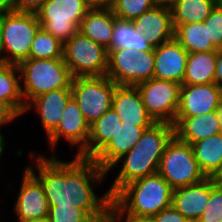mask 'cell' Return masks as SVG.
<instances>
[{"instance_id": "cell-1", "label": "cell", "mask_w": 222, "mask_h": 222, "mask_svg": "<svg viewBox=\"0 0 222 222\" xmlns=\"http://www.w3.org/2000/svg\"><path fill=\"white\" fill-rule=\"evenodd\" d=\"M52 154L49 158L42 154L35 157L30 152L36 167H25L41 183L49 206L72 205L82 209L94 222L107 221L111 217L112 198L108 191L97 196L94 187L108 173L91 158L74 156L72 161H63L53 151Z\"/></svg>"}, {"instance_id": "cell-2", "label": "cell", "mask_w": 222, "mask_h": 222, "mask_svg": "<svg viewBox=\"0 0 222 222\" xmlns=\"http://www.w3.org/2000/svg\"><path fill=\"white\" fill-rule=\"evenodd\" d=\"M174 136L170 123H155L146 129L133 148L111 168L122 161L118 175L107 190L113 198L126 184L157 173L167 143Z\"/></svg>"}, {"instance_id": "cell-3", "label": "cell", "mask_w": 222, "mask_h": 222, "mask_svg": "<svg viewBox=\"0 0 222 222\" xmlns=\"http://www.w3.org/2000/svg\"><path fill=\"white\" fill-rule=\"evenodd\" d=\"M173 188L157 172L126 184L113 198L111 217L152 218L172 204Z\"/></svg>"}, {"instance_id": "cell-4", "label": "cell", "mask_w": 222, "mask_h": 222, "mask_svg": "<svg viewBox=\"0 0 222 222\" xmlns=\"http://www.w3.org/2000/svg\"><path fill=\"white\" fill-rule=\"evenodd\" d=\"M18 68L25 106L43 93L71 88L73 76L63 58H28L21 61Z\"/></svg>"}, {"instance_id": "cell-5", "label": "cell", "mask_w": 222, "mask_h": 222, "mask_svg": "<svg viewBox=\"0 0 222 222\" xmlns=\"http://www.w3.org/2000/svg\"><path fill=\"white\" fill-rule=\"evenodd\" d=\"M6 64L29 58L31 43L41 28L37 14L8 11L0 16Z\"/></svg>"}, {"instance_id": "cell-6", "label": "cell", "mask_w": 222, "mask_h": 222, "mask_svg": "<svg viewBox=\"0 0 222 222\" xmlns=\"http://www.w3.org/2000/svg\"><path fill=\"white\" fill-rule=\"evenodd\" d=\"M173 188L192 185L206 178L190 144L175 135L167 143L157 171Z\"/></svg>"}, {"instance_id": "cell-7", "label": "cell", "mask_w": 222, "mask_h": 222, "mask_svg": "<svg viewBox=\"0 0 222 222\" xmlns=\"http://www.w3.org/2000/svg\"><path fill=\"white\" fill-rule=\"evenodd\" d=\"M89 9L85 0H46L36 14L41 27L64 44L79 31Z\"/></svg>"}, {"instance_id": "cell-8", "label": "cell", "mask_w": 222, "mask_h": 222, "mask_svg": "<svg viewBox=\"0 0 222 222\" xmlns=\"http://www.w3.org/2000/svg\"><path fill=\"white\" fill-rule=\"evenodd\" d=\"M63 59L73 78L106 76L108 50L80 31L63 44Z\"/></svg>"}, {"instance_id": "cell-9", "label": "cell", "mask_w": 222, "mask_h": 222, "mask_svg": "<svg viewBox=\"0 0 222 222\" xmlns=\"http://www.w3.org/2000/svg\"><path fill=\"white\" fill-rule=\"evenodd\" d=\"M117 86L107 76L75 77L72 79V97L89 125L112 108L113 94Z\"/></svg>"}, {"instance_id": "cell-10", "label": "cell", "mask_w": 222, "mask_h": 222, "mask_svg": "<svg viewBox=\"0 0 222 222\" xmlns=\"http://www.w3.org/2000/svg\"><path fill=\"white\" fill-rule=\"evenodd\" d=\"M154 49L135 52L126 48L108 50L106 76L117 85L136 86L153 78Z\"/></svg>"}, {"instance_id": "cell-11", "label": "cell", "mask_w": 222, "mask_h": 222, "mask_svg": "<svg viewBox=\"0 0 222 222\" xmlns=\"http://www.w3.org/2000/svg\"><path fill=\"white\" fill-rule=\"evenodd\" d=\"M136 87L151 118L156 123L173 125L180 103L181 84L151 78Z\"/></svg>"}, {"instance_id": "cell-12", "label": "cell", "mask_w": 222, "mask_h": 222, "mask_svg": "<svg viewBox=\"0 0 222 222\" xmlns=\"http://www.w3.org/2000/svg\"><path fill=\"white\" fill-rule=\"evenodd\" d=\"M90 135V125L86 121L77 102L72 97L63 110L61 120L57 128L47 137L49 148L56 149L58 141L65 138L72 149L77 146L78 150L75 156H78L87 146Z\"/></svg>"}, {"instance_id": "cell-13", "label": "cell", "mask_w": 222, "mask_h": 222, "mask_svg": "<svg viewBox=\"0 0 222 222\" xmlns=\"http://www.w3.org/2000/svg\"><path fill=\"white\" fill-rule=\"evenodd\" d=\"M15 202L18 222L48 218L49 204L41 183L25 168Z\"/></svg>"}, {"instance_id": "cell-14", "label": "cell", "mask_w": 222, "mask_h": 222, "mask_svg": "<svg viewBox=\"0 0 222 222\" xmlns=\"http://www.w3.org/2000/svg\"><path fill=\"white\" fill-rule=\"evenodd\" d=\"M222 99V88L216 83L181 84L176 117H195L216 111Z\"/></svg>"}, {"instance_id": "cell-15", "label": "cell", "mask_w": 222, "mask_h": 222, "mask_svg": "<svg viewBox=\"0 0 222 222\" xmlns=\"http://www.w3.org/2000/svg\"><path fill=\"white\" fill-rule=\"evenodd\" d=\"M188 52L175 38L154 48L153 78L182 84Z\"/></svg>"}, {"instance_id": "cell-16", "label": "cell", "mask_w": 222, "mask_h": 222, "mask_svg": "<svg viewBox=\"0 0 222 222\" xmlns=\"http://www.w3.org/2000/svg\"><path fill=\"white\" fill-rule=\"evenodd\" d=\"M112 108L122 123L150 128L156 122L148 114L136 86L118 85L115 88Z\"/></svg>"}, {"instance_id": "cell-17", "label": "cell", "mask_w": 222, "mask_h": 222, "mask_svg": "<svg viewBox=\"0 0 222 222\" xmlns=\"http://www.w3.org/2000/svg\"><path fill=\"white\" fill-rule=\"evenodd\" d=\"M71 98V88L51 90L31 100L26 105L24 113L26 114L32 108L35 109L39 113L42 128L48 137L57 128L63 110Z\"/></svg>"}, {"instance_id": "cell-18", "label": "cell", "mask_w": 222, "mask_h": 222, "mask_svg": "<svg viewBox=\"0 0 222 222\" xmlns=\"http://www.w3.org/2000/svg\"><path fill=\"white\" fill-rule=\"evenodd\" d=\"M146 129L148 128L119 123L113 138L93 160L109 173L118 160L133 148Z\"/></svg>"}, {"instance_id": "cell-19", "label": "cell", "mask_w": 222, "mask_h": 222, "mask_svg": "<svg viewBox=\"0 0 222 222\" xmlns=\"http://www.w3.org/2000/svg\"><path fill=\"white\" fill-rule=\"evenodd\" d=\"M132 23L135 30L142 32L153 48L174 38L175 28L172 11L169 9L152 7L132 20Z\"/></svg>"}, {"instance_id": "cell-20", "label": "cell", "mask_w": 222, "mask_h": 222, "mask_svg": "<svg viewBox=\"0 0 222 222\" xmlns=\"http://www.w3.org/2000/svg\"><path fill=\"white\" fill-rule=\"evenodd\" d=\"M211 177L199 183L173 189L172 206L190 222H196L208 203Z\"/></svg>"}, {"instance_id": "cell-21", "label": "cell", "mask_w": 222, "mask_h": 222, "mask_svg": "<svg viewBox=\"0 0 222 222\" xmlns=\"http://www.w3.org/2000/svg\"><path fill=\"white\" fill-rule=\"evenodd\" d=\"M174 135L181 141L192 144L221 133L216 111L195 117H176Z\"/></svg>"}, {"instance_id": "cell-22", "label": "cell", "mask_w": 222, "mask_h": 222, "mask_svg": "<svg viewBox=\"0 0 222 222\" xmlns=\"http://www.w3.org/2000/svg\"><path fill=\"white\" fill-rule=\"evenodd\" d=\"M116 18L111 8L89 9L82 19L79 31L108 50Z\"/></svg>"}, {"instance_id": "cell-23", "label": "cell", "mask_w": 222, "mask_h": 222, "mask_svg": "<svg viewBox=\"0 0 222 222\" xmlns=\"http://www.w3.org/2000/svg\"><path fill=\"white\" fill-rule=\"evenodd\" d=\"M119 123L122 121L118 114L113 108L109 109L90 125L87 146L78 156L93 159L113 138Z\"/></svg>"}, {"instance_id": "cell-24", "label": "cell", "mask_w": 222, "mask_h": 222, "mask_svg": "<svg viewBox=\"0 0 222 222\" xmlns=\"http://www.w3.org/2000/svg\"><path fill=\"white\" fill-rule=\"evenodd\" d=\"M217 50L188 53L182 84L199 85L215 83Z\"/></svg>"}, {"instance_id": "cell-25", "label": "cell", "mask_w": 222, "mask_h": 222, "mask_svg": "<svg viewBox=\"0 0 222 222\" xmlns=\"http://www.w3.org/2000/svg\"><path fill=\"white\" fill-rule=\"evenodd\" d=\"M194 157L206 177H213L222 167V133L191 144Z\"/></svg>"}, {"instance_id": "cell-26", "label": "cell", "mask_w": 222, "mask_h": 222, "mask_svg": "<svg viewBox=\"0 0 222 222\" xmlns=\"http://www.w3.org/2000/svg\"><path fill=\"white\" fill-rule=\"evenodd\" d=\"M174 38L188 52L218 50L209 38L208 25L204 22L174 25Z\"/></svg>"}, {"instance_id": "cell-27", "label": "cell", "mask_w": 222, "mask_h": 222, "mask_svg": "<svg viewBox=\"0 0 222 222\" xmlns=\"http://www.w3.org/2000/svg\"><path fill=\"white\" fill-rule=\"evenodd\" d=\"M0 100L19 116L24 115L25 102L21 92L20 71L16 64L0 65Z\"/></svg>"}, {"instance_id": "cell-28", "label": "cell", "mask_w": 222, "mask_h": 222, "mask_svg": "<svg viewBox=\"0 0 222 222\" xmlns=\"http://www.w3.org/2000/svg\"><path fill=\"white\" fill-rule=\"evenodd\" d=\"M113 48H126L137 53L154 49L143 33L135 30L132 21L118 18L114 22L111 47L108 50Z\"/></svg>"}, {"instance_id": "cell-29", "label": "cell", "mask_w": 222, "mask_h": 222, "mask_svg": "<svg viewBox=\"0 0 222 222\" xmlns=\"http://www.w3.org/2000/svg\"><path fill=\"white\" fill-rule=\"evenodd\" d=\"M216 4L217 0H177L171 10L173 25L204 22Z\"/></svg>"}, {"instance_id": "cell-30", "label": "cell", "mask_w": 222, "mask_h": 222, "mask_svg": "<svg viewBox=\"0 0 222 222\" xmlns=\"http://www.w3.org/2000/svg\"><path fill=\"white\" fill-rule=\"evenodd\" d=\"M29 58H63V43L41 27L31 43Z\"/></svg>"}, {"instance_id": "cell-31", "label": "cell", "mask_w": 222, "mask_h": 222, "mask_svg": "<svg viewBox=\"0 0 222 222\" xmlns=\"http://www.w3.org/2000/svg\"><path fill=\"white\" fill-rule=\"evenodd\" d=\"M152 7V0H113L111 9L118 19L132 21Z\"/></svg>"}, {"instance_id": "cell-32", "label": "cell", "mask_w": 222, "mask_h": 222, "mask_svg": "<svg viewBox=\"0 0 222 222\" xmlns=\"http://www.w3.org/2000/svg\"><path fill=\"white\" fill-rule=\"evenodd\" d=\"M222 220V187L211 177V192L205 210L196 222H220Z\"/></svg>"}, {"instance_id": "cell-33", "label": "cell", "mask_w": 222, "mask_h": 222, "mask_svg": "<svg viewBox=\"0 0 222 222\" xmlns=\"http://www.w3.org/2000/svg\"><path fill=\"white\" fill-rule=\"evenodd\" d=\"M49 222H94L82 209L74 206H49Z\"/></svg>"}, {"instance_id": "cell-34", "label": "cell", "mask_w": 222, "mask_h": 222, "mask_svg": "<svg viewBox=\"0 0 222 222\" xmlns=\"http://www.w3.org/2000/svg\"><path fill=\"white\" fill-rule=\"evenodd\" d=\"M204 24L208 25L209 38L212 44L218 50L222 49V7L216 4L204 20Z\"/></svg>"}, {"instance_id": "cell-35", "label": "cell", "mask_w": 222, "mask_h": 222, "mask_svg": "<svg viewBox=\"0 0 222 222\" xmlns=\"http://www.w3.org/2000/svg\"><path fill=\"white\" fill-rule=\"evenodd\" d=\"M154 222H190L180 212H178L172 205L161 210L152 217Z\"/></svg>"}, {"instance_id": "cell-36", "label": "cell", "mask_w": 222, "mask_h": 222, "mask_svg": "<svg viewBox=\"0 0 222 222\" xmlns=\"http://www.w3.org/2000/svg\"><path fill=\"white\" fill-rule=\"evenodd\" d=\"M46 0H13L12 10L36 14Z\"/></svg>"}, {"instance_id": "cell-37", "label": "cell", "mask_w": 222, "mask_h": 222, "mask_svg": "<svg viewBox=\"0 0 222 222\" xmlns=\"http://www.w3.org/2000/svg\"><path fill=\"white\" fill-rule=\"evenodd\" d=\"M20 116L3 100H0V130L5 124L16 121Z\"/></svg>"}, {"instance_id": "cell-38", "label": "cell", "mask_w": 222, "mask_h": 222, "mask_svg": "<svg viewBox=\"0 0 222 222\" xmlns=\"http://www.w3.org/2000/svg\"><path fill=\"white\" fill-rule=\"evenodd\" d=\"M215 83L222 88V49L217 50Z\"/></svg>"}, {"instance_id": "cell-39", "label": "cell", "mask_w": 222, "mask_h": 222, "mask_svg": "<svg viewBox=\"0 0 222 222\" xmlns=\"http://www.w3.org/2000/svg\"><path fill=\"white\" fill-rule=\"evenodd\" d=\"M90 9L111 8L113 0H85Z\"/></svg>"}, {"instance_id": "cell-40", "label": "cell", "mask_w": 222, "mask_h": 222, "mask_svg": "<svg viewBox=\"0 0 222 222\" xmlns=\"http://www.w3.org/2000/svg\"><path fill=\"white\" fill-rule=\"evenodd\" d=\"M154 7L172 10L177 0H152Z\"/></svg>"}, {"instance_id": "cell-41", "label": "cell", "mask_w": 222, "mask_h": 222, "mask_svg": "<svg viewBox=\"0 0 222 222\" xmlns=\"http://www.w3.org/2000/svg\"><path fill=\"white\" fill-rule=\"evenodd\" d=\"M114 222H154L152 218L111 217Z\"/></svg>"}, {"instance_id": "cell-42", "label": "cell", "mask_w": 222, "mask_h": 222, "mask_svg": "<svg viewBox=\"0 0 222 222\" xmlns=\"http://www.w3.org/2000/svg\"><path fill=\"white\" fill-rule=\"evenodd\" d=\"M13 0H0V16L12 10Z\"/></svg>"}, {"instance_id": "cell-43", "label": "cell", "mask_w": 222, "mask_h": 222, "mask_svg": "<svg viewBox=\"0 0 222 222\" xmlns=\"http://www.w3.org/2000/svg\"><path fill=\"white\" fill-rule=\"evenodd\" d=\"M6 64V54L4 51V43L2 39V31L0 26V65Z\"/></svg>"}, {"instance_id": "cell-44", "label": "cell", "mask_w": 222, "mask_h": 222, "mask_svg": "<svg viewBox=\"0 0 222 222\" xmlns=\"http://www.w3.org/2000/svg\"><path fill=\"white\" fill-rule=\"evenodd\" d=\"M215 183L222 187V167L221 169L213 176Z\"/></svg>"}, {"instance_id": "cell-45", "label": "cell", "mask_w": 222, "mask_h": 222, "mask_svg": "<svg viewBox=\"0 0 222 222\" xmlns=\"http://www.w3.org/2000/svg\"><path fill=\"white\" fill-rule=\"evenodd\" d=\"M218 118H219V125L222 133V99L220 100V103L218 105V108L216 110Z\"/></svg>"}, {"instance_id": "cell-46", "label": "cell", "mask_w": 222, "mask_h": 222, "mask_svg": "<svg viewBox=\"0 0 222 222\" xmlns=\"http://www.w3.org/2000/svg\"><path fill=\"white\" fill-rule=\"evenodd\" d=\"M4 134H2L1 132H0V160H1V156L4 154V150H5V141L6 140H4Z\"/></svg>"}, {"instance_id": "cell-47", "label": "cell", "mask_w": 222, "mask_h": 222, "mask_svg": "<svg viewBox=\"0 0 222 222\" xmlns=\"http://www.w3.org/2000/svg\"><path fill=\"white\" fill-rule=\"evenodd\" d=\"M24 222H49V219L45 218V219H40V220H29V221H24Z\"/></svg>"}, {"instance_id": "cell-48", "label": "cell", "mask_w": 222, "mask_h": 222, "mask_svg": "<svg viewBox=\"0 0 222 222\" xmlns=\"http://www.w3.org/2000/svg\"><path fill=\"white\" fill-rule=\"evenodd\" d=\"M217 4L222 7V0H217Z\"/></svg>"}, {"instance_id": "cell-49", "label": "cell", "mask_w": 222, "mask_h": 222, "mask_svg": "<svg viewBox=\"0 0 222 222\" xmlns=\"http://www.w3.org/2000/svg\"><path fill=\"white\" fill-rule=\"evenodd\" d=\"M105 222H114L113 219L110 217L107 221Z\"/></svg>"}]
</instances>
